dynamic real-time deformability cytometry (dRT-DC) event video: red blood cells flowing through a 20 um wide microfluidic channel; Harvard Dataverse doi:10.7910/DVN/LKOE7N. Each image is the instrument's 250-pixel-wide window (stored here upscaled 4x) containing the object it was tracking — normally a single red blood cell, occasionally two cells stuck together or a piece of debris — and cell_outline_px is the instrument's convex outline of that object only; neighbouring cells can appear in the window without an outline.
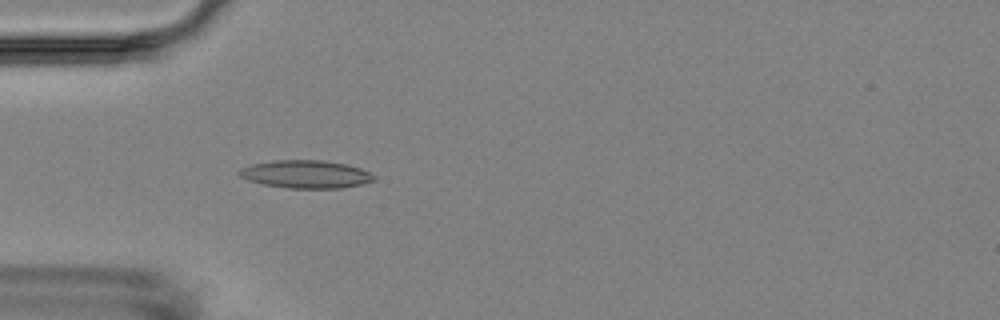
{"species": "Egyptian fruit bat (a non-hibernating species)", "species_latin": "Rousettus aegyptiacus", "temperature_condition": "room temperature", "stored_images_in_passage": 4, "camera_frame_rate_fps": 3000, "um_per_image_px": 0.085, "animal": {"sex": "female"}, "frame": {"image": 1, "passage_image": 4, "time_ms": 4.333, "image_size_px": [1000, 320], "cell_outline_px": [[376, 180], [360, 184], [340, 188], [288, 188], [264, 184], [248, 180], [240, 176], [236, 172], [240, 168], [252, 164], [272, 160], [324, 160], [348, 164], [360, 168], [376, 176]], "centroid_in_image_um": [25.99, 14.8], "position_along_channel_um": 59.0, "area_um2": 21.96}}